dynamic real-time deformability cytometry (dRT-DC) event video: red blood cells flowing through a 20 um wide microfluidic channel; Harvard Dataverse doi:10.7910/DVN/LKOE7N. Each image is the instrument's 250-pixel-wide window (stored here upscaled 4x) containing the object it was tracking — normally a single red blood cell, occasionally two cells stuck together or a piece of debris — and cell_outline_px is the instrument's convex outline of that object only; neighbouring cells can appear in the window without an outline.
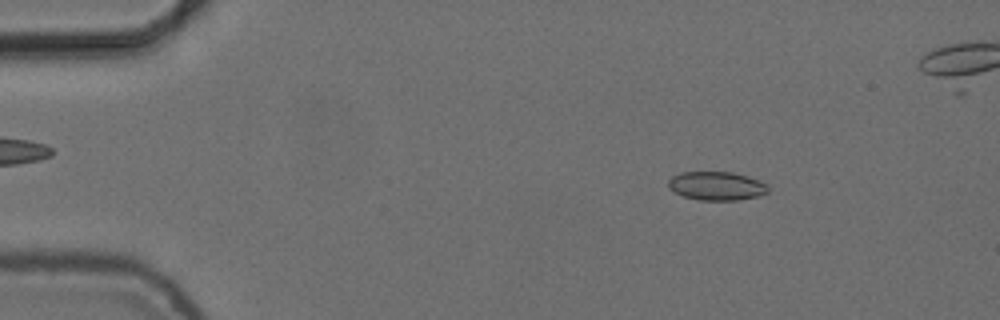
{"species": "common noctule bat (a hibernating species)", "species_latin": "Nyctalus noctula", "temperature_condition": "cold", "stored_images_in_passage": 56, "camera_frame_rate_fps": 3000, "um_per_image_px": 0.085, "animal": {"sex": "female", "body_mass_g": 24.6, "forearm_length_mm": 56.2}, "frame": {"image": 1, "passage_image": 8, "time_ms": 2.333, "image_size_px": [1000, 320], "cell_outline_px": [[768, 192], [756, 196], [736, 200], [700, 200], [684, 196], [668, 188], [668, 180], [672, 176], [680, 172], [732, 172], [748, 176], [768, 184]], "centroid_in_image_um": [60.9, 15.79], "position_along_channel_um": 24.1, "area_um2": 16.59}}
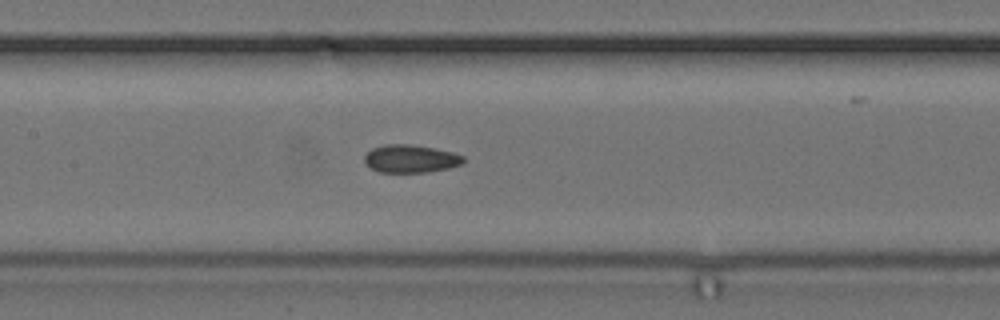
{"frame": {"image": 2, "passage_image": 26, "time_ms": 8.333, "image_size_px": [1000, 320], "cell_outline_px": [[464, 160], [460, 164], [448, 168], [428, 172], [380, 172], [364, 164], [364, 156], [372, 148], [384, 144], [412, 144], [436, 148], [452, 152], [464, 156]], "centroid_in_image_um": [34.88, 13.48], "position_along_channel_um": 172.5, "area_um2": 16.13}}
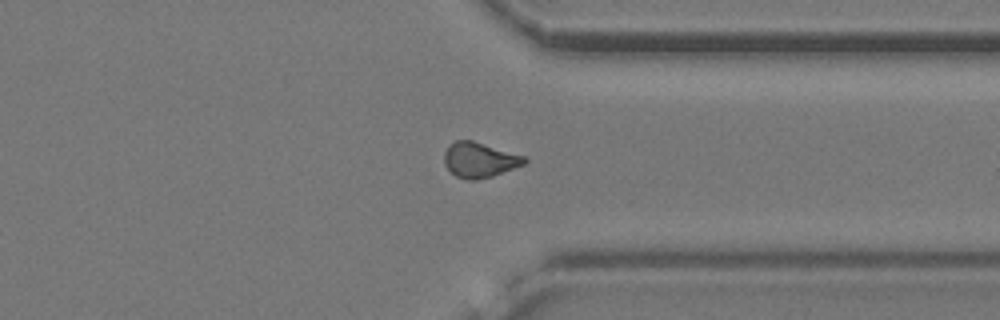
{"frame": {"image": 3, "passage_image": 42, "time_ms": 13.667, "image_size_px": [1000, 320], "cell_outline_px": [[528, 160], [524, 164], [492, 176], [476, 180], [468, 180], [456, 176], [444, 164], [444, 152], [456, 140], [472, 140], [524, 156]], "centroid_in_image_um": [40.75, 13.6], "position_along_channel_um": 370.6, "area_um2": 16.13}, "authors_computed_cell_mechanics": {"area_um2": 16.1551, "velocity_mm_per_s": 3.7416, "shape_relaxation_time_tau1_ms": null, "shape_relaxation_time_tau2_ms": 3.0535, "deformation_change_tau1": null, "deformation_change_tau2": 0.0826}}